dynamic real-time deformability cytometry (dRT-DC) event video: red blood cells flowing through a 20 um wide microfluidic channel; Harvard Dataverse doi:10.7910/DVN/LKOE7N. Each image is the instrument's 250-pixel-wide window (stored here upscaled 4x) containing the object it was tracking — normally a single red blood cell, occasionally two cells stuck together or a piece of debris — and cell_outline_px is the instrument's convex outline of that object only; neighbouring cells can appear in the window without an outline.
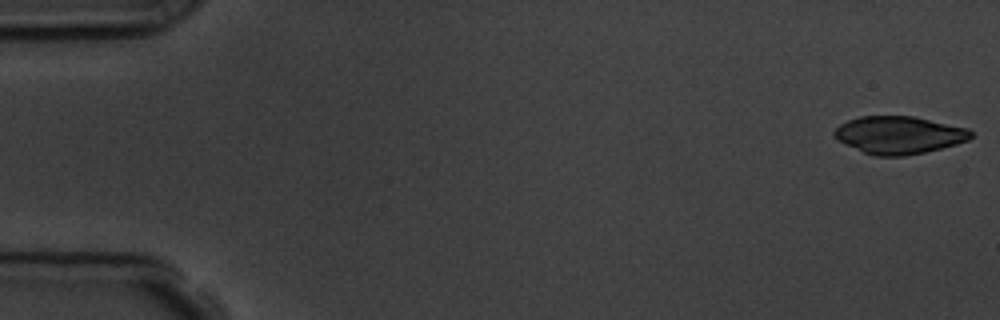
{"species": "common noctule bat (a hibernating species)", "species_latin": "Nyctalus noctula", "temperature_condition": "room temperature", "stored_images_in_passage": 56, "camera_frame_rate_fps": 3000, "um_per_image_px": 0.085, "animal": {"sex": "male", "body_mass_g": 19.5, "forearm_length_mm": 54.6}, "frame": {"image": 1, "passage_image": 1, "time_ms": 0.0, "image_size_px": [1000, 320], "cell_outline_px": [[972, 136], [968, 140], [956, 144], [924, 152], [904, 156], [876, 156], [864, 152], [844, 144], [832, 132], [840, 124], [848, 120], [860, 116], [912, 116], [968, 128], [972, 132]], "centroid_in_image_um": [76.41, 11.47], "position_along_channel_um": 8.6, "area_um2": 29.65}}